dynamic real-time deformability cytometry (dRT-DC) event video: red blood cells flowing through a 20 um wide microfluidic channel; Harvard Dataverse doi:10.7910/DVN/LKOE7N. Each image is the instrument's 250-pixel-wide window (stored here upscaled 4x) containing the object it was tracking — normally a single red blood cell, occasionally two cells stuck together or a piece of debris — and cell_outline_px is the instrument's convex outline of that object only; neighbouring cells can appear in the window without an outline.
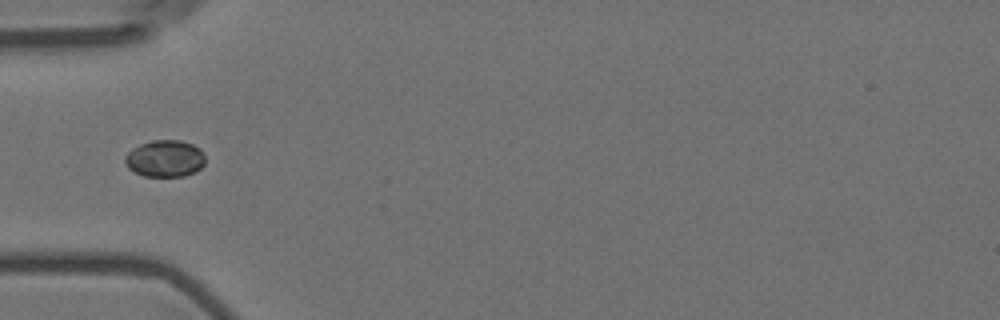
{"species": "Egyptian fruit bat (a non-hibernating species)", "species_latin": "Rousettus aegyptiacus", "temperature_condition": "room temperature", "stored_images_in_passage": 39, "camera_frame_rate_fps": 3000, "um_per_image_px": 0.085, "animal": {"sex": "female"}, "frame": {"image": 1, "passage_image": 1, "time_ms": 0.0, "image_size_px": [1000, 320], "cell_outline_px": [[204, 164], [196, 172], [184, 176], [144, 176], [128, 168], [124, 160], [124, 156], [132, 148], [140, 144], [152, 140], [180, 140], [192, 144], [200, 148], [204, 152]], "centroid_in_image_um": [14.03, 13.47], "position_along_channel_um": 71.0, "area_um2": 17.34}}
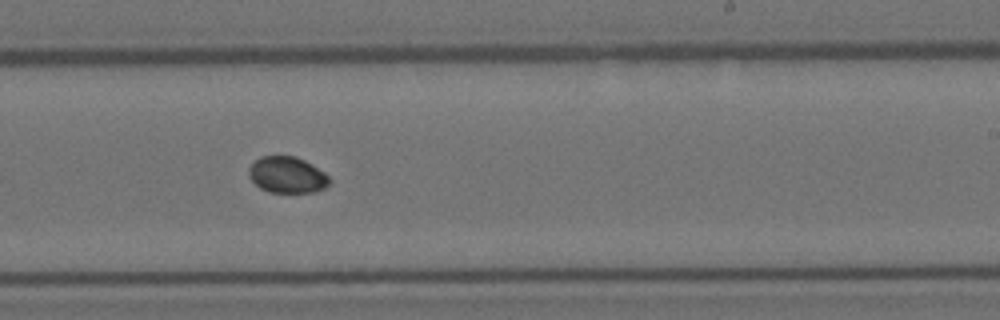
{"frame": {"image": 2, "passage_image": 17, "time_ms": 5.333, "image_size_px": [1000, 320], "cell_outline_px": [[328, 184], [324, 188], [316, 192], [268, 192], [260, 188], [248, 176], [248, 168], [260, 156], [296, 156], [312, 164], [324, 172], [328, 176]], "centroid_in_image_um": [24.39, 14.86], "position_along_channel_um": 264.6, "area_um2": 16.99}}
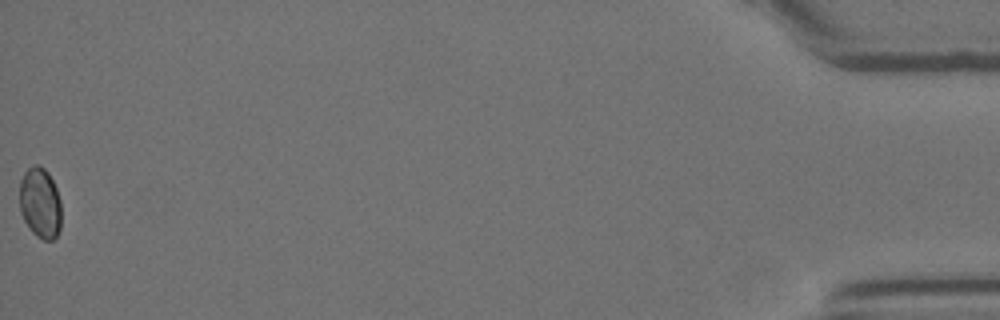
{"frame": {"image": 3, "passage_image": 39, "time_ms": 12.667, "image_size_px": [1000, 320], "cell_outline_px": [[60, 228], [56, 236], [52, 240], [44, 240], [36, 236], [28, 228], [20, 212], [20, 180], [24, 172], [32, 164], [40, 164], [48, 172], [56, 188], [60, 200]], "centroid_in_image_um": [3.39, 17.23], "position_along_channel_um": 431.8, "area_um2": 17.34}}